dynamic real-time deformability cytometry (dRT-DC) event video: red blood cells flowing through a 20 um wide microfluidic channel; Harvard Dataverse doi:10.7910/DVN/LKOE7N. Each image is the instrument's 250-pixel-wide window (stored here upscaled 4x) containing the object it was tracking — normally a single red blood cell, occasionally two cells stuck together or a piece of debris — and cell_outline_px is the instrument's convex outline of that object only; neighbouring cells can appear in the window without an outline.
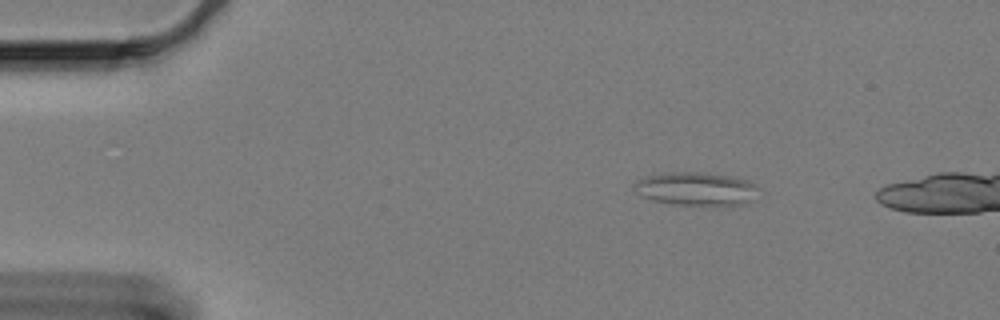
{"species": "Egyptian fruit bat (a non-hibernating species)", "species_latin": "Rousettus aegyptiacus", "temperature_condition": "cold", "stored_images_in_passage": 10, "camera_frame_rate_fps": 3000, "um_per_image_px": 0.085, "animal": {"sex": "female"}, "frame": {"image": 1, "passage_image": 7, "time_ms": 2.0, "image_size_px": [1000, 320], "cell_outline_px": [[764, 188], [756, 200], [744, 204], [716, 208], [672, 204], [652, 200], [640, 196], [632, 188], [632, 184], [636, 180], [648, 176], [668, 172], [704, 172], [728, 176], [744, 180]], "centroid_in_image_um": [59.25, 16.1], "position_along_channel_um": 25.7, "area_um2": 25.43}}